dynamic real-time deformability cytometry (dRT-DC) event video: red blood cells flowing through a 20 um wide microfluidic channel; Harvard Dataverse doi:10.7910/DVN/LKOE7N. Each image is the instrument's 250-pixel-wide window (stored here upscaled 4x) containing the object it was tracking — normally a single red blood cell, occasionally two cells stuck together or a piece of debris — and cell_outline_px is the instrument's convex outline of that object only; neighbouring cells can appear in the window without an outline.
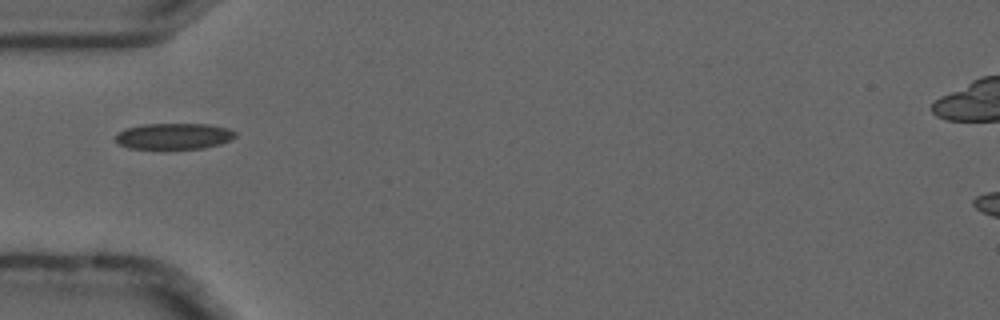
{"species": "common noctule bat (a hibernating species)", "species_latin": "Nyctalus noctula", "temperature_condition": "cold", "stored_images_in_passage": 7, "camera_frame_rate_fps": 3000, "um_per_image_px": 0.085, "animal": {"sex": "male", "forearm_length_mm": 52.5}, "frame": {"image": 1, "passage_image": 5, "time_ms": 1.333, "image_size_px": [1000, 320], "cell_outline_px": [[236, 136], [232, 140], [220, 144], [200, 148], [164, 152], [128, 148], [120, 144], [116, 140], [116, 136], [120, 132], [128, 128], [144, 124], [208, 124], [228, 128], [236, 132]], "centroid_in_image_um": [14.79, 11.63], "position_along_channel_um": 70.2, "area_um2": 18.96}}
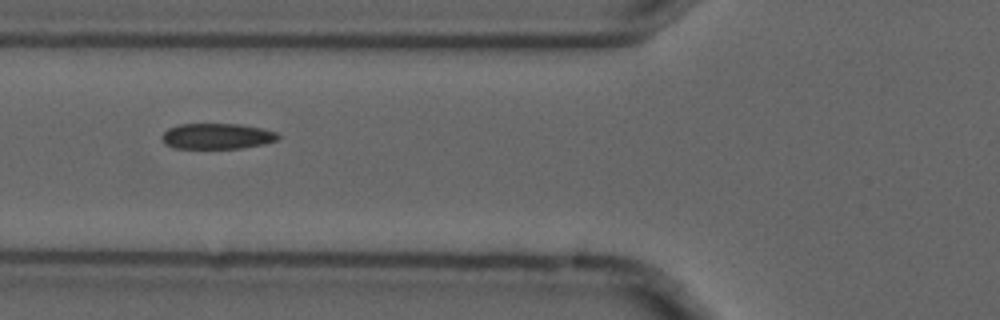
{"frame": {"image": 2, "passage_image": 6, "time_ms": 1.667, "image_size_px": [1000, 320], "cell_outline_px": [[280, 136], [276, 140], [264, 144], [240, 148], [172, 148], [164, 144], [160, 136], [168, 128], [180, 124], [240, 124], [260, 128], [276, 132]], "centroid_in_image_um": [18.4, 11.58], "position_along_channel_um": 107.4, "area_um2": 17.4}}
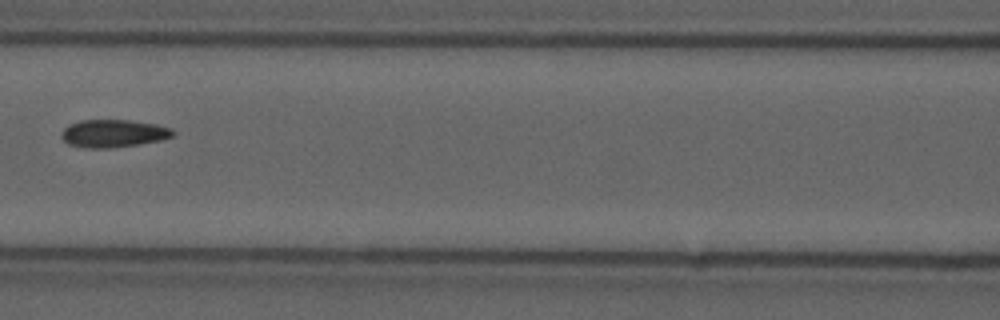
{"frame": {"image": 3, "passage_image": 7, "time_ms": 2.0, "image_size_px": [1000, 320], "cell_outline_px": [[176, 132], [172, 136], [160, 140], [140, 144], [112, 148], [84, 148], [68, 144], [60, 136], [60, 132], [68, 124], [80, 120], [128, 120], [156, 124], [172, 128]], "centroid_in_image_um": [9.61, 11.34], "position_along_channel_um": 157.0, "area_um2": 18.21}}